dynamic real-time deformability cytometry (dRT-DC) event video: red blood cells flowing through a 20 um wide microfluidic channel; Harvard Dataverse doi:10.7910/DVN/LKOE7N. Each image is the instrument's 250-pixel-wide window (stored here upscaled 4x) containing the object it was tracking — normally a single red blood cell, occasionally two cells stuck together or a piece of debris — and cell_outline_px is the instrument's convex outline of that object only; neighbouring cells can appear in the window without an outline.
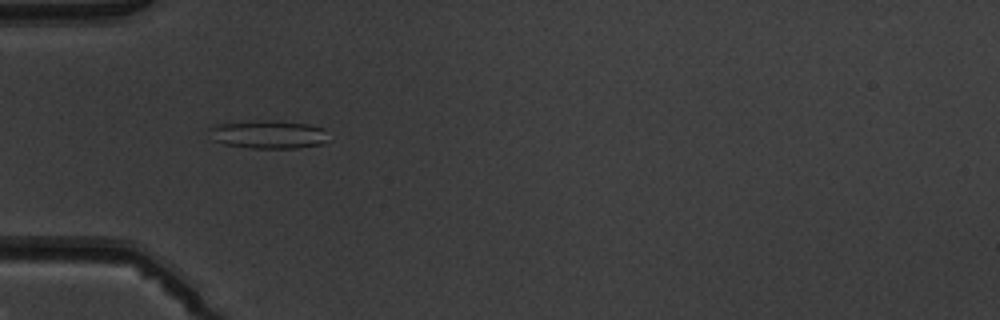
{"species": "common noctule bat (a hibernating species)", "species_latin": "Nyctalus noctula", "temperature_condition": "warm", "stored_images_in_passage": 7, "camera_frame_rate_fps": 3000, "um_per_image_px": 0.085, "animal": {"sex": "male", "body_mass_g": 19.5, "forearm_length_mm": 54.6}, "frame": {"image": 1, "passage_image": 6, "time_ms": 5.667, "image_size_px": [1000, 320], "cell_outline_px": [[332, 140], [324, 144], [296, 148], [252, 148], [224, 144], [212, 140], [208, 128], [220, 124], [256, 120], [268, 120], [308, 124], [324, 128]], "centroid_in_image_um": [22.88, 11.43], "position_along_channel_um": 62.1, "area_um2": 19.88}}